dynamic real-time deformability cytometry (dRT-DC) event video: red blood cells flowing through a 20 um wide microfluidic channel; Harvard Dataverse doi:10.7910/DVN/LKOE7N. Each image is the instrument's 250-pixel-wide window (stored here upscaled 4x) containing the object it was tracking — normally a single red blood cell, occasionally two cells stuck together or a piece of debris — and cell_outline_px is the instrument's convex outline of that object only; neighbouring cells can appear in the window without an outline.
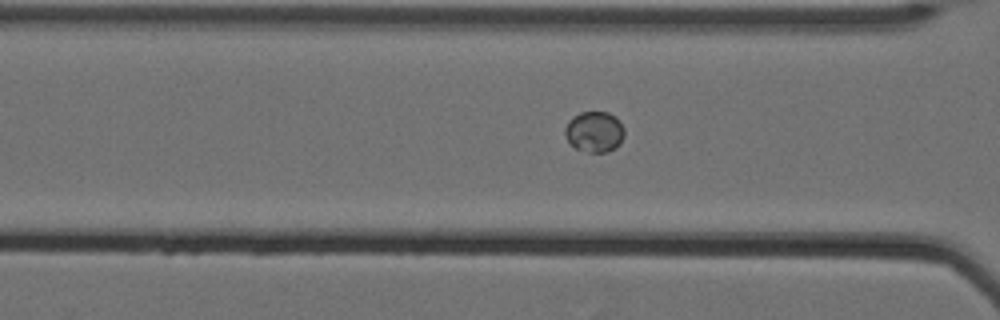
{"species": "Egyptian fruit bat (a non-hibernating species)", "species_latin": "Rousettus aegyptiacus", "temperature_condition": "cold", "stored_images_in_passage": 22, "camera_frame_rate_fps": 3000, "um_per_image_px": 0.085, "animal": {"sex": "female"}, "frame": {"image": 1, "passage_image": 19, "time_ms": 6.0, "image_size_px": [1000, 320], "cell_outline_px": [[624, 136], [620, 144], [616, 148], [608, 152], [588, 152], [576, 148], [564, 136], [564, 128], [568, 120], [572, 116], [580, 112], [608, 112], [616, 116], [620, 120], [624, 128]], "centroid_in_image_um": [50.54, 11.19], "position_along_channel_um": 116.1, "area_um2": 14.39}}